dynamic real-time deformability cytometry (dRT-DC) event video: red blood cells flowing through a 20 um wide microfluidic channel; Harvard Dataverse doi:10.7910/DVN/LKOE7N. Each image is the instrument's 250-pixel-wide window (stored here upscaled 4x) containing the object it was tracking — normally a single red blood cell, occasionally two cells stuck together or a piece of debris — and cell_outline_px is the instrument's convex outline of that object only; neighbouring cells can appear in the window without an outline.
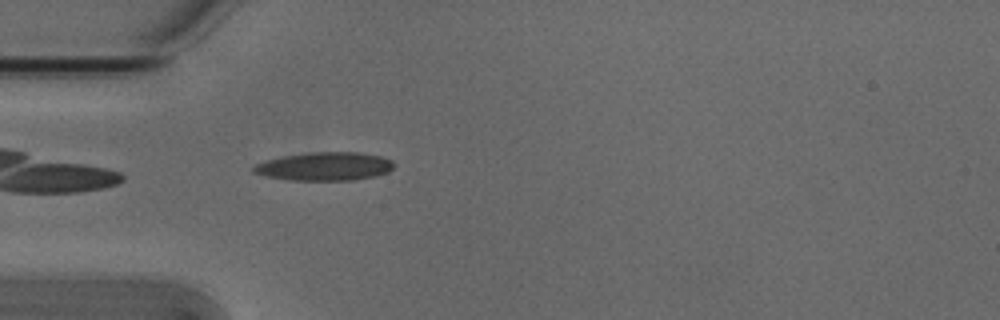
{"species": "Egyptian fruit bat (a non-hibernating species)", "species_latin": "Rousettus aegyptiacus", "temperature_condition": "cold", "stored_images_in_passage": 40, "camera_frame_rate_fps": 3000, "um_per_image_px": 0.085, "animal": {"sex": "male"}, "frame": {"image": 1, "passage_image": 2, "time_ms": 0.333, "image_size_px": [1000, 320], "cell_outline_px": [[396, 164], [388, 172], [376, 176], [352, 180], [292, 180], [264, 176], [252, 172], [252, 168], [256, 164], [268, 160], [284, 156], [312, 152], [356, 152], [380, 156], [392, 160]], "centroid_in_image_um": [27.62, 14.15], "position_along_channel_um": 57.4, "area_um2": 23.12}}
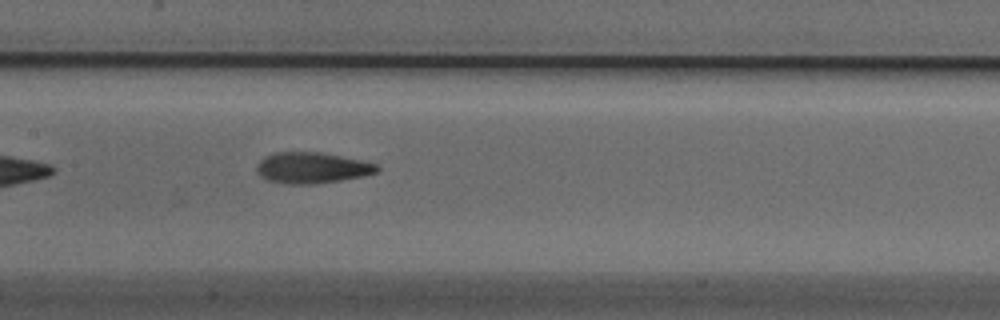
{"frame": {"image": 2, "passage_image": 12, "time_ms": 3.667, "image_size_px": [1000, 320], "cell_outline_px": [[380, 168], [376, 172], [364, 176], [316, 184], [288, 184], [268, 180], [260, 176], [256, 172], [256, 164], [264, 156], [276, 152], [320, 152], [360, 160], [376, 164]], "centroid_in_image_um": [26.47, 14.26], "position_along_channel_um": 180.9, "area_um2": 21.73}}
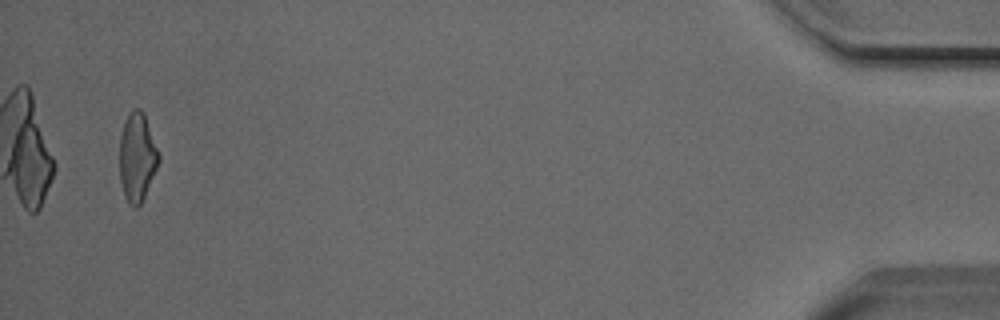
{"frame": {"image": 3, "passage_image": 38, "time_ms": 12.333, "image_size_px": [1000, 320], "cell_outline_px": [[160, 160], [144, 196], [140, 204], [136, 208], [132, 208], [128, 204], [124, 196], [120, 180], [120, 136], [124, 120], [128, 112], [132, 108], [140, 108], [144, 112], [160, 156]], "centroid_in_image_um": [11.64, 13.33], "position_along_channel_um": 423.6, "area_um2": 20.35}, "authors_computed_cell_mechanics": {"area_um2": 20.8947, "velocity_mm_per_s": 3.8228, "shape_relaxation_time_tau1_ms": 6.2342, "shape_relaxation_time_tau2_ms": 2.8727, "deformation_change_tau1": 0.1752, "deformation_change_tau2": 0.1153}}